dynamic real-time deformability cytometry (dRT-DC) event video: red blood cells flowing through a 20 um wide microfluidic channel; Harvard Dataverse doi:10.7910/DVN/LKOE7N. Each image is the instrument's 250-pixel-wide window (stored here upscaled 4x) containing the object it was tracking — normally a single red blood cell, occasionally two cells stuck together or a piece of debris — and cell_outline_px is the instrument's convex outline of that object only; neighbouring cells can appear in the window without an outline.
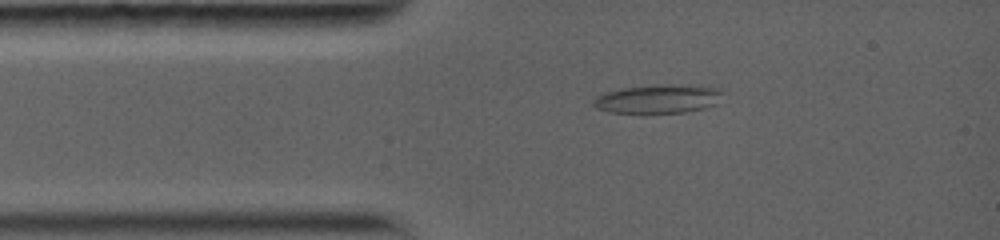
{"species": "common noctule bat (a hibernating species)", "species_latin": "Nyctalus noctula", "temperature_condition": "warm", "stored_images_in_passage": 4, "camera_frame_rate_fps": 5000, "um_per_image_px": 0.085, "animal": {"sex": "female", "body_mass_g": 19.0, "forearm_length_mm": 56.7}, "frame": {"image": 1, "passage_image": 3, "time_ms": 1.6, "image_size_px": [1000, 240], "cell_outline_px": [[720, 92], [716, 104], [704, 108], [684, 112], [608, 112], [596, 108], [592, 104], [592, 100], [596, 96], [604, 92], [620, 88], [656, 84], [688, 84], [720, 88]], "centroid_in_image_um": [55.88, 8.38], "position_along_channel_um": 29.1, "area_um2": 21.68}}